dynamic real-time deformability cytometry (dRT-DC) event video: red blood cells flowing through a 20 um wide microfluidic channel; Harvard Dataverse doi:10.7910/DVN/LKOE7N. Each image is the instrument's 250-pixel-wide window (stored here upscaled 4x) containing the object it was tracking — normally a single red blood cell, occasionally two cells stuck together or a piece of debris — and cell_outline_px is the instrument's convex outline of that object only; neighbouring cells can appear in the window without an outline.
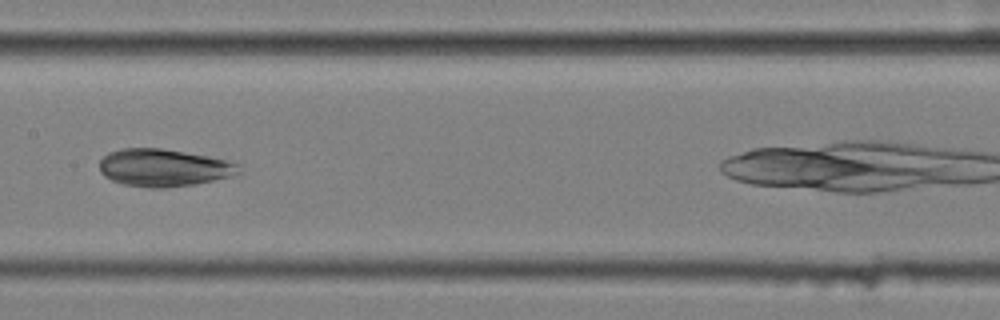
{"species": "common noctule bat (a hibernating species)", "species_latin": "Nyctalus noctula", "temperature_condition": "cold", "stored_images_in_passage": 12, "camera_frame_rate_fps": 3000, "um_per_image_px": 0.085, "animal": {"sex": "female", "body_mass_g": 25.1}, "frame": {"image": 1, "passage_image": 7, "time_ms": 2.0, "image_size_px": [1000, 320], "cell_outline_px": [[240, 172], [232, 176], [192, 184], [164, 188], [148, 188], [124, 184], [112, 180], [104, 176], [100, 172], [100, 160], [108, 152], [120, 148], [160, 148], [208, 156], [228, 160], [240, 164]], "centroid_in_image_um": [13.9, 14.25], "position_along_channel_um": 193.5, "area_um2": 30.4}}
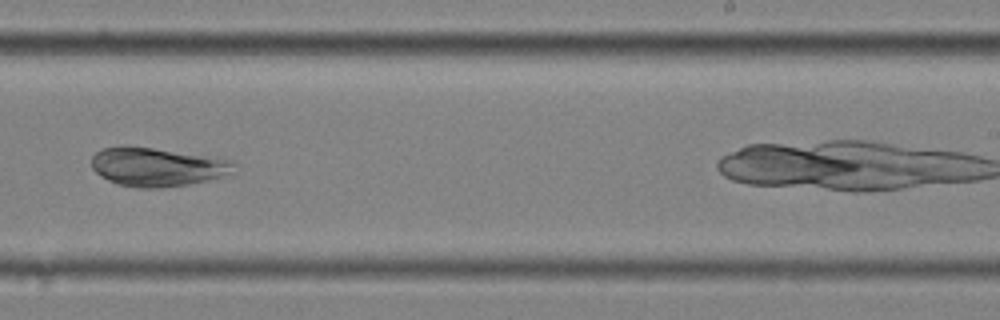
{"frame": {"image": 2, "passage_image": 9, "time_ms": 2.667, "image_size_px": [1000, 320], "cell_outline_px": [[236, 172], [208, 180], [188, 184], [160, 188], [136, 188], [116, 184], [100, 176], [92, 168], [92, 156], [96, 152], [104, 148], [120, 144], [124, 144], [236, 160]], "centroid_in_image_um": [13.36, 14.18], "position_along_channel_um": 275.6, "area_um2": 32.6}}